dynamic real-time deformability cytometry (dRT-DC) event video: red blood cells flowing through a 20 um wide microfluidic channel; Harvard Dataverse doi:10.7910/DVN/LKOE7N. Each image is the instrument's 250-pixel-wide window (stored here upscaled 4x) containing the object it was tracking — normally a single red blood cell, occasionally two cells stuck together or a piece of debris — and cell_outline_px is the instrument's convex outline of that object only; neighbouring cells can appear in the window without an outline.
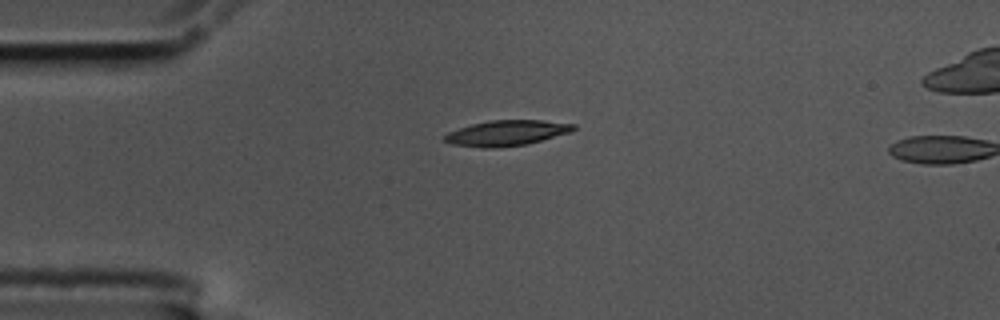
{"species": "common noctule bat (a hibernating species)", "species_latin": "Nyctalus noctula", "temperature_condition": "cold", "stored_images_in_passage": 2, "camera_frame_rate_fps": 3000, "um_per_image_px": 0.085, "animal": {"sex": "male", "body_mass_g": 17.5, "forearm_length_mm": 52.3}, "frame": {"image": 1, "passage_image": 1, "time_ms": 0.0, "image_size_px": [1000, 320], "cell_outline_px": [[576, 128], [568, 132], [540, 140], [524, 144], [492, 148], [484, 148], [452, 144], [444, 140], [444, 136], [448, 132], [472, 124], [488, 120], [544, 120], [576, 124]], "centroid_in_image_um": [43.04, 11.29], "position_along_channel_um": 42.0, "area_um2": 18.79}}